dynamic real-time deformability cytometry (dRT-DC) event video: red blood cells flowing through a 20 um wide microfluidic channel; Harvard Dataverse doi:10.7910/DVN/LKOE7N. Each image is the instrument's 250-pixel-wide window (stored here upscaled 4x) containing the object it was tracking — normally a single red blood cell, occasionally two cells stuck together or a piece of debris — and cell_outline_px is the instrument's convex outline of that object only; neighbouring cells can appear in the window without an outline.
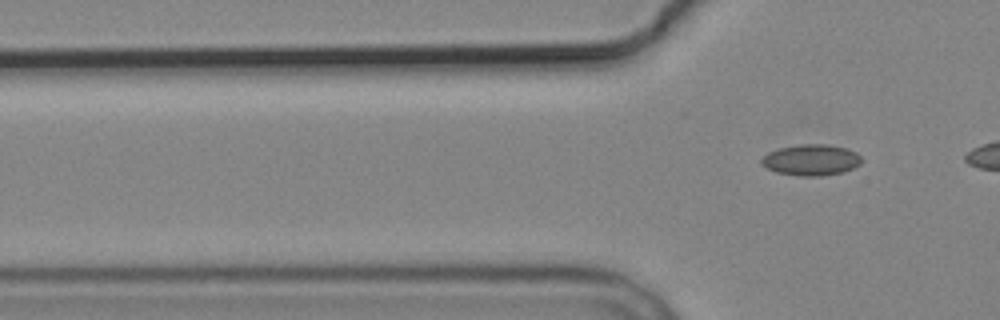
{"species": "common noctule bat (a hibernating species)", "species_latin": "Nyctalus noctula", "temperature_condition": "cold", "stored_images_in_passage": 6, "segment_of_instrument_passage": [2, 2], "camera_frame_rate_fps": 3000, "um_per_image_px": 0.085, "animal": {"sex": "male", "body_mass_g": 19.2, "forearm_length_mm": 51.8}, "frame": {"image": 1, "passage_image": 6, "time_ms": 7.0, "image_size_px": [1000, 320], "cell_outline_px": [[860, 164], [852, 168], [840, 172], [824, 176], [800, 176], [776, 172], [760, 164], [760, 160], [768, 152], [780, 148], [800, 144], [824, 144], [844, 148], [856, 152], [860, 156]], "centroid_in_image_um": [68.91, 13.6], "position_along_channel_um": 56.9, "area_um2": 17.92}}